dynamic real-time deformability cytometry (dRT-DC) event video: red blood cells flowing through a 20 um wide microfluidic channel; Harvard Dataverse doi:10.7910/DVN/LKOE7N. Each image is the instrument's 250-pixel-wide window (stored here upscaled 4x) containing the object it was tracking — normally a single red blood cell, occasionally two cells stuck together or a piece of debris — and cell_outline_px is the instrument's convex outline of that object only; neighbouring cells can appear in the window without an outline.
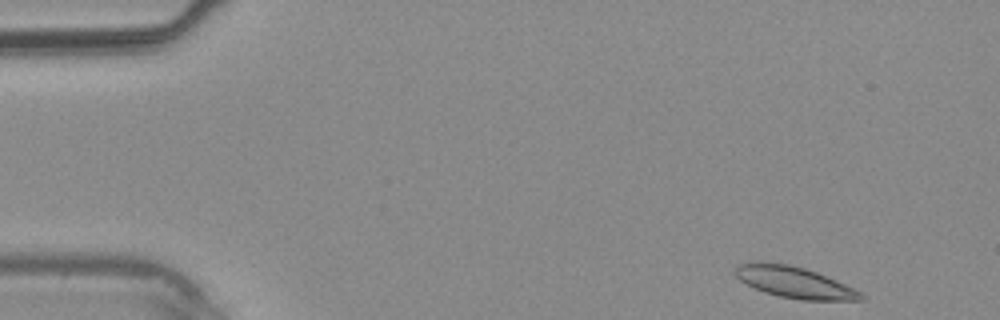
{"species": "common noctule bat (a hibernating species)", "species_latin": "Nyctalus noctula", "temperature_condition": "warm", "stored_images_in_passage": 36, "camera_frame_rate_fps": 3000, "um_per_image_px": 0.085, "animal": {"sex": "male", "body_mass_g": 20.4}, "frame": {"image": 1, "passage_image": 1, "time_ms": 0.0, "image_size_px": [1000, 320], "cell_outline_px": [[864, 300], [800, 300], [780, 296], [764, 292], [740, 280], [736, 276], [732, 268], [740, 264], [752, 260], [764, 260], [788, 264], [804, 268], [816, 272], [836, 280], [860, 292], [864, 296]], "centroid_in_image_um": [67.45, 23.96], "position_along_channel_um": 17.6, "area_um2": 23.06}}
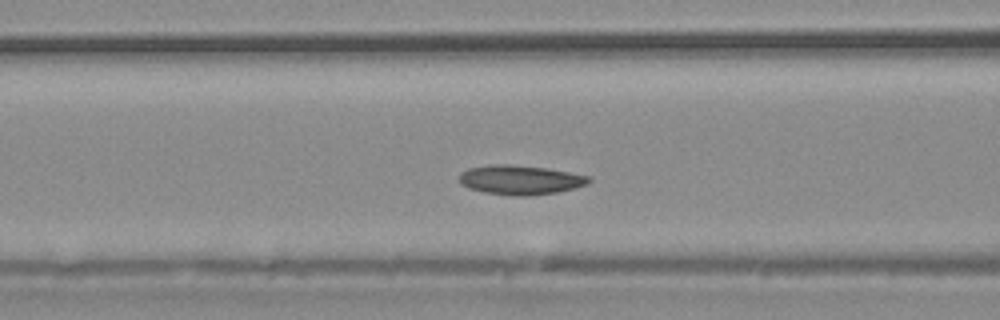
{"frame": {"image": 2, "passage_image": 13, "time_ms": 4.0, "image_size_px": [1000, 320], "cell_outline_px": [[592, 180], [588, 184], [556, 192], [528, 196], [512, 196], [484, 192], [468, 188], [460, 184], [460, 172], [468, 168], [492, 164], [508, 164], [548, 168], [588, 176]], "centroid_in_image_um": [44.19, 15.29], "position_along_channel_um": 122.4, "area_um2": 22.2}}
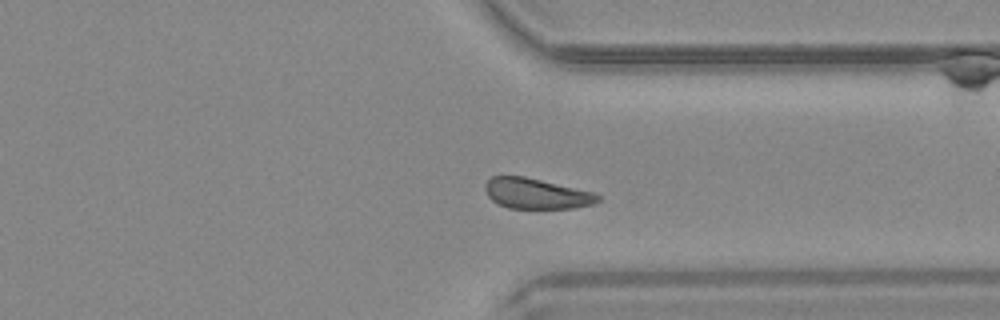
{"frame": {"image": 3, "passage_image": 27, "time_ms": 8.667, "image_size_px": [1000, 320], "cell_outline_px": [[600, 200], [592, 204], [572, 208], [508, 208], [492, 200], [488, 196], [484, 188], [484, 184], [492, 176], [524, 176], [592, 192], [600, 196]], "centroid_in_image_um": [45.55, 16.45], "position_along_channel_um": 365.8, "area_um2": 19.77}}